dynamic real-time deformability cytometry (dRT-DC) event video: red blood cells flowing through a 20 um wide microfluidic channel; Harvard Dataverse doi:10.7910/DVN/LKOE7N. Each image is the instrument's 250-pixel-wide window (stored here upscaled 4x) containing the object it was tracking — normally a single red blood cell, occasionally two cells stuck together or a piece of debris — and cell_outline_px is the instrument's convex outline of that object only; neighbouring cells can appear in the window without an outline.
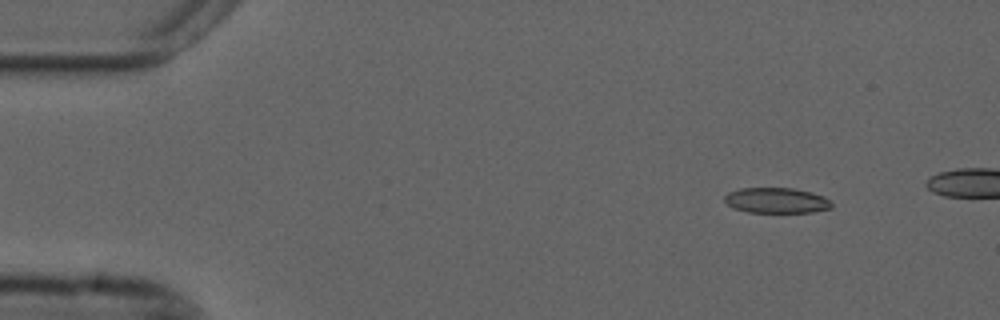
{"species": "common noctule bat (a hibernating species)", "species_latin": "Nyctalus noctula", "temperature_condition": "cold", "stored_images_in_passage": 12, "camera_frame_rate_fps": 3000, "um_per_image_px": 0.085, "animal": {"sex": "male", "forearm_length_mm": 52.5}, "frame": {"image": 1, "passage_image": 1, "time_ms": 0.0, "image_size_px": [1000, 320], "cell_outline_px": [[832, 208], [812, 212], [748, 212], [736, 208], [728, 204], [724, 200], [724, 196], [728, 192], [740, 188], [792, 188], [812, 192], [824, 196], [832, 204]], "centroid_in_image_um": [66.01, 17.03], "position_along_channel_um": 19.0, "area_um2": 15.78}}